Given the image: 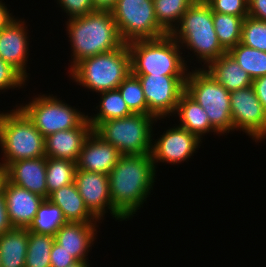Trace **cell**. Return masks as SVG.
I'll return each instance as SVG.
<instances>
[{"label":"cell","instance_id":"1","mask_svg":"<svg viewBox=\"0 0 266 267\" xmlns=\"http://www.w3.org/2000/svg\"><path fill=\"white\" fill-rule=\"evenodd\" d=\"M113 208L127 221L147 200L156 176L151 153L122 155L109 173Z\"/></svg>","mask_w":266,"mask_h":267},{"label":"cell","instance_id":"2","mask_svg":"<svg viewBox=\"0 0 266 267\" xmlns=\"http://www.w3.org/2000/svg\"><path fill=\"white\" fill-rule=\"evenodd\" d=\"M72 48L70 70L81 60L116 50L125 42L111 12L95 11L66 23Z\"/></svg>","mask_w":266,"mask_h":267},{"label":"cell","instance_id":"3","mask_svg":"<svg viewBox=\"0 0 266 267\" xmlns=\"http://www.w3.org/2000/svg\"><path fill=\"white\" fill-rule=\"evenodd\" d=\"M170 35L181 44V48L186 46L193 51L198 62L202 61L205 66L227 53L216 35L213 12L204 0H196L189 7Z\"/></svg>","mask_w":266,"mask_h":267},{"label":"cell","instance_id":"4","mask_svg":"<svg viewBox=\"0 0 266 267\" xmlns=\"http://www.w3.org/2000/svg\"><path fill=\"white\" fill-rule=\"evenodd\" d=\"M127 46L132 74L187 76L189 73L182 49L170 34L158 39L134 40Z\"/></svg>","mask_w":266,"mask_h":267},{"label":"cell","instance_id":"5","mask_svg":"<svg viewBox=\"0 0 266 267\" xmlns=\"http://www.w3.org/2000/svg\"><path fill=\"white\" fill-rule=\"evenodd\" d=\"M0 147L5 169L11 162L35 159L45 155V137L16 105V109L0 113Z\"/></svg>","mask_w":266,"mask_h":267},{"label":"cell","instance_id":"6","mask_svg":"<svg viewBox=\"0 0 266 267\" xmlns=\"http://www.w3.org/2000/svg\"><path fill=\"white\" fill-rule=\"evenodd\" d=\"M68 72L78 85L96 93L115 90L131 73L127 43L116 50L87 57Z\"/></svg>","mask_w":266,"mask_h":267},{"label":"cell","instance_id":"7","mask_svg":"<svg viewBox=\"0 0 266 267\" xmlns=\"http://www.w3.org/2000/svg\"><path fill=\"white\" fill-rule=\"evenodd\" d=\"M152 115L133 113L130 116L100 122L93 131L112 144L122 155L151 153L153 138Z\"/></svg>","mask_w":266,"mask_h":267},{"label":"cell","instance_id":"8","mask_svg":"<svg viewBox=\"0 0 266 267\" xmlns=\"http://www.w3.org/2000/svg\"><path fill=\"white\" fill-rule=\"evenodd\" d=\"M185 92L206 111L211 126L221 135L234 131L230 92L202 68L189 70Z\"/></svg>","mask_w":266,"mask_h":267},{"label":"cell","instance_id":"9","mask_svg":"<svg viewBox=\"0 0 266 267\" xmlns=\"http://www.w3.org/2000/svg\"><path fill=\"white\" fill-rule=\"evenodd\" d=\"M111 13L125 43L168 34L157 23L153 0H116Z\"/></svg>","mask_w":266,"mask_h":267},{"label":"cell","instance_id":"10","mask_svg":"<svg viewBox=\"0 0 266 267\" xmlns=\"http://www.w3.org/2000/svg\"><path fill=\"white\" fill-rule=\"evenodd\" d=\"M24 105L18 107L44 137L58 131L76 128L87 118V115L52 94L38 95Z\"/></svg>","mask_w":266,"mask_h":267},{"label":"cell","instance_id":"11","mask_svg":"<svg viewBox=\"0 0 266 267\" xmlns=\"http://www.w3.org/2000/svg\"><path fill=\"white\" fill-rule=\"evenodd\" d=\"M133 75L141 83L147 103V115L159 120L174 115L180 97L185 92L187 76Z\"/></svg>","mask_w":266,"mask_h":267},{"label":"cell","instance_id":"12","mask_svg":"<svg viewBox=\"0 0 266 267\" xmlns=\"http://www.w3.org/2000/svg\"><path fill=\"white\" fill-rule=\"evenodd\" d=\"M234 131L245 132L255 142L266 139V113L253 86L230 92Z\"/></svg>","mask_w":266,"mask_h":267},{"label":"cell","instance_id":"13","mask_svg":"<svg viewBox=\"0 0 266 267\" xmlns=\"http://www.w3.org/2000/svg\"><path fill=\"white\" fill-rule=\"evenodd\" d=\"M74 182L86 208L98 221L103 219L107 208L115 220H125L112 206L108 175L76 169Z\"/></svg>","mask_w":266,"mask_h":267},{"label":"cell","instance_id":"14","mask_svg":"<svg viewBox=\"0 0 266 267\" xmlns=\"http://www.w3.org/2000/svg\"><path fill=\"white\" fill-rule=\"evenodd\" d=\"M164 132L156 139L157 141H152L151 155L155 168L158 162L173 165L186 161L201 146L199 144L202 141L197 136L179 125Z\"/></svg>","mask_w":266,"mask_h":267},{"label":"cell","instance_id":"15","mask_svg":"<svg viewBox=\"0 0 266 267\" xmlns=\"http://www.w3.org/2000/svg\"><path fill=\"white\" fill-rule=\"evenodd\" d=\"M2 192L12 227L28 228L45 198L10 183L6 178Z\"/></svg>","mask_w":266,"mask_h":267},{"label":"cell","instance_id":"16","mask_svg":"<svg viewBox=\"0 0 266 267\" xmlns=\"http://www.w3.org/2000/svg\"><path fill=\"white\" fill-rule=\"evenodd\" d=\"M20 20L14 18L0 30V58L28 79L27 74L29 73L26 72V67L29 55V38L25 22Z\"/></svg>","mask_w":266,"mask_h":267},{"label":"cell","instance_id":"17","mask_svg":"<svg viewBox=\"0 0 266 267\" xmlns=\"http://www.w3.org/2000/svg\"><path fill=\"white\" fill-rule=\"evenodd\" d=\"M121 156L116 147L92 131L83 143L76 166L80 170L109 175Z\"/></svg>","mask_w":266,"mask_h":267},{"label":"cell","instance_id":"18","mask_svg":"<svg viewBox=\"0 0 266 267\" xmlns=\"http://www.w3.org/2000/svg\"><path fill=\"white\" fill-rule=\"evenodd\" d=\"M5 178L43 198H48L46 184V156L35 159L17 160L5 168Z\"/></svg>","mask_w":266,"mask_h":267},{"label":"cell","instance_id":"19","mask_svg":"<svg viewBox=\"0 0 266 267\" xmlns=\"http://www.w3.org/2000/svg\"><path fill=\"white\" fill-rule=\"evenodd\" d=\"M93 131L87 118L76 128L62 130L45 137V155L77 162L83 143Z\"/></svg>","mask_w":266,"mask_h":267},{"label":"cell","instance_id":"20","mask_svg":"<svg viewBox=\"0 0 266 267\" xmlns=\"http://www.w3.org/2000/svg\"><path fill=\"white\" fill-rule=\"evenodd\" d=\"M96 227L97 223L66 222L57 230L54 238L77 261H87V254L98 232Z\"/></svg>","mask_w":266,"mask_h":267},{"label":"cell","instance_id":"21","mask_svg":"<svg viewBox=\"0 0 266 267\" xmlns=\"http://www.w3.org/2000/svg\"><path fill=\"white\" fill-rule=\"evenodd\" d=\"M47 200L61 209L66 222L100 223L86 208L75 182L50 193Z\"/></svg>","mask_w":266,"mask_h":267},{"label":"cell","instance_id":"22","mask_svg":"<svg viewBox=\"0 0 266 267\" xmlns=\"http://www.w3.org/2000/svg\"><path fill=\"white\" fill-rule=\"evenodd\" d=\"M205 71L229 92L247 88L253 82L249 74L240 67L228 52L212 61L205 67Z\"/></svg>","mask_w":266,"mask_h":267},{"label":"cell","instance_id":"23","mask_svg":"<svg viewBox=\"0 0 266 267\" xmlns=\"http://www.w3.org/2000/svg\"><path fill=\"white\" fill-rule=\"evenodd\" d=\"M174 114L179 116V126L188 130L200 140L209 132L219 134L211 126L206 111L186 92L181 95Z\"/></svg>","mask_w":266,"mask_h":267},{"label":"cell","instance_id":"24","mask_svg":"<svg viewBox=\"0 0 266 267\" xmlns=\"http://www.w3.org/2000/svg\"><path fill=\"white\" fill-rule=\"evenodd\" d=\"M28 229L13 227L0 235V266L25 267Z\"/></svg>","mask_w":266,"mask_h":267},{"label":"cell","instance_id":"25","mask_svg":"<svg viewBox=\"0 0 266 267\" xmlns=\"http://www.w3.org/2000/svg\"><path fill=\"white\" fill-rule=\"evenodd\" d=\"M100 94V105L96 106L99 112L94 114L93 117L92 115L90 117L87 115V120L91 123L92 129L100 122L119 119L133 114L118 89L101 92Z\"/></svg>","mask_w":266,"mask_h":267},{"label":"cell","instance_id":"26","mask_svg":"<svg viewBox=\"0 0 266 267\" xmlns=\"http://www.w3.org/2000/svg\"><path fill=\"white\" fill-rule=\"evenodd\" d=\"M245 17L213 12V25L221 46L228 52L241 42Z\"/></svg>","mask_w":266,"mask_h":267},{"label":"cell","instance_id":"27","mask_svg":"<svg viewBox=\"0 0 266 267\" xmlns=\"http://www.w3.org/2000/svg\"><path fill=\"white\" fill-rule=\"evenodd\" d=\"M228 53L252 80L266 75V52L253 49L240 42Z\"/></svg>","mask_w":266,"mask_h":267},{"label":"cell","instance_id":"28","mask_svg":"<svg viewBox=\"0 0 266 267\" xmlns=\"http://www.w3.org/2000/svg\"><path fill=\"white\" fill-rule=\"evenodd\" d=\"M76 162L68 159L46 157V184L48 196L61 187L74 182Z\"/></svg>","mask_w":266,"mask_h":267},{"label":"cell","instance_id":"29","mask_svg":"<svg viewBox=\"0 0 266 267\" xmlns=\"http://www.w3.org/2000/svg\"><path fill=\"white\" fill-rule=\"evenodd\" d=\"M196 0H153L157 23L170 34Z\"/></svg>","mask_w":266,"mask_h":267},{"label":"cell","instance_id":"30","mask_svg":"<svg viewBox=\"0 0 266 267\" xmlns=\"http://www.w3.org/2000/svg\"><path fill=\"white\" fill-rule=\"evenodd\" d=\"M66 223L61 209L45 199L39 206L33 222L27 228L33 233L55 236L57 230Z\"/></svg>","mask_w":266,"mask_h":267},{"label":"cell","instance_id":"31","mask_svg":"<svg viewBox=\"0 0 266 267\" xmlns=\"http://www.w3.org/2000/svg\"><path fill=\"white\" fill-rule=\"evenodd\" d=\"M54 242L52 235L28 231L25 267H51L50 253Z\"/></svg>","mask_w":266,"mask_h":267},{"label":"cell","instance_id":"32","mask_svg":"<svg viewBox=\"0 0 266 267\" xmlns=\"http://www.w3.org/2000/svg\"><path fill=\"white\" fill-rule=\"evenodd\" d=\"M133 113L147 114V103L141 83L130 73L117 88Z\"/></svg>","mask_w":266,"mask_h":267},{"label":"cell","instance_id":"33","mask_svg":"<svg viewBox=\"0 0 266 267\" xmlns=\"http://www.w3.org/2000/svg\"><path fill=\"white\" fill-rule=\"evenodd\" d=\"M241 43L266 52V21L251 16L244 18L242 25Z\"/></svg>","mask_w":266,"mask_h":267},{"label":"cell","instance_id":"34","mask_svg":"<svg viewBox=\"0 0 266 267\" xmlns=\"http://www.w3.org/2000/svg\"><path fill=\"white\" fill-rule=\"evenodd\" d=\"M212 12L239 17L248 16V0H204Z\"/></svg>","mask_w":266,"mask_h":267},{"label":"cell","instance_id":"35","mask_svg":"<svg viewBox=\"0 0 266 267\" xmlns=\"http://www.w3.org/2000/svg\"><path fill=\"white\" fill-rule=\"evenodd\" d=\"M27 79L12 65L0 58V90H9L22 86Z\"/></svg>","mask_w":266,"mask_h":267},{"label":"cell","instance_id":"36","mask_svg":"<svg viewBox=\"0 0 266 267\" xmlns=\"http://www.w3.org/2000/svg\"><path fill=\"white\" fill-rule=\"evenodd\" d=\"M64 13L73 19L94 12L92 0H57Z\"/></svg>","mask_w":266,"mask_h":267},{"label":"cell","instance_id":"37","mask_svg":"<svg viewBox=\"0 0 266 267\" xmlns=\"http://www.w3.org/2000/svg\"><path fill=\"white\" fill-rule=\"evenodd\" d=\"M78 262L71 253L62 249L56 241L53 243V247L50 253V265L51 267H69Z\"/></svg>","mask_w":266,"mask_h":267},{"label":"cell","instance_id":"38","mask_svg":"<svg viewBox=\"0 0 266 267\" xmlns=\"http://www.w3.org/2000/svg\"><path fill=\"white\" fill-rule=\"evenodd\" d=\"M248 15L266 21V0H248Z\"/></svg>","mask_w":266,"mask_h":267},{"label":"cell","instance_id":"39","mask_svg":"<svg viewBox=\"0 0 266 267\" xmlns=\"http://www.w3.org/2000/svg\"><path fill=\"white\" fill-rule=\"evenodd\" d=\"M252 86L266 113V75L255 78L252 82Z\"/></svg>","mask_w":266,"mask_h":267},{"label":"cell","instance_id":"40","mask_svg":"<svg viewBox=\"0 0 266 267\" xmlns=\"http://www.w3.org/2000/svg\"><path fill=\"white\" fill-rule=\"evenodd\" d=\"M12 227L7 208L5 204V199L2 190L0 191V235L3 234L5 231L10 230Z\"/></svg>","mask_w":266,"mask_h":267},{"label":"cell","instance_id":"41","mask_svg":"<svg viewBox=\"0 0 266 267\" xmlns=\"http://www.w3.org/2000/svg\"><path fill=\"white\" fill-rule=\"evenodd\" d=\"M94 12H111L115 6L116 0H92Z\"/></svg>","mask_w":266,"mask_h":267},{"label":"cell","instance_id":"42","mask_svg":"<svg viewBox=\"0 0 266 267\" xmlns=\"http://www.w3.org/2000/svg\"><path fill=\"white\" fill-rule=\"evenodd\" d=\"M7 6L5 3L0 0V30H2L11 20L14 19L15 16L9 13Z\"/></svg>","mask_w":266,"mask_h":267},{"label":"cell","instance_id":"43","mask_svg":"<svg viewBox=\"0 0 266 267\" xmlns=\"http://www.w3.org/2000/svg\"><path fill=\"white\" fill-rule=\"evenodd\" d=\"M5 180V169L0 165V191L2 190V185Z\"/></svg>","mask_w":266,"mask_h":267},{"label":"cell","instance_id":"44","mask_svg":"<svg viewBox=\"0 0 266 267\" xmlns=\"http://www.w3.org/2000/svg\"><path fill=\"white\" fill-rule=\"evenodd\" d=\"M69 267H90L88 261H78L74 265Z\"/></svg>","mask_w":266,"mask_h":267}]
</instances>
